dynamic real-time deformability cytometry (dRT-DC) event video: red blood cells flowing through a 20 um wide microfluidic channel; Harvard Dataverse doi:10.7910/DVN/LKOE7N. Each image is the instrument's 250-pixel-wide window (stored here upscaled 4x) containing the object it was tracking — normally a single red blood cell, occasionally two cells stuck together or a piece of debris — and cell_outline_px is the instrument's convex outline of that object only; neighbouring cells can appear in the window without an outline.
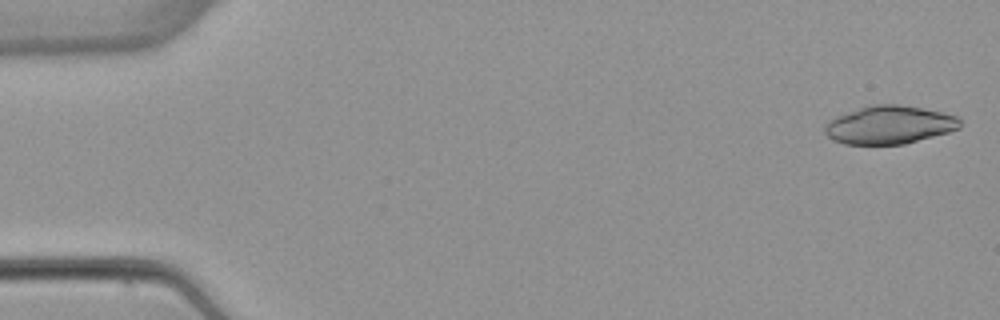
{"species": "common noctule bat (a hibernating species)", "species_latin": "Nyctalus noctula", "temperature_condition": "warm", "stored_images_in_passage": 6, "camera_frame_rate_fps": 3000, "um_per_image_px": 0.085, "animal": {"sex": "female", "body_mass_g": 22.7, "forearm_length_mm": 54.2}, "frame": {"image": 1, "passage_image": 1, "time_ms": 0.0, "image_size_px": [1000, 320], "cell_outline_px": [[960, 128], [948, 132], [904, 144], [844, 144], [832, 140], [824, 132], [824, 128], [828, 120], [836, 116], [868, 104], [900, 104], [940, 112], [956, 116], [960, 120]], "centroid_in_image_um": [75.55, 10.61], "position_along_channel_um": 9.5, "area_um2": 30.06}}
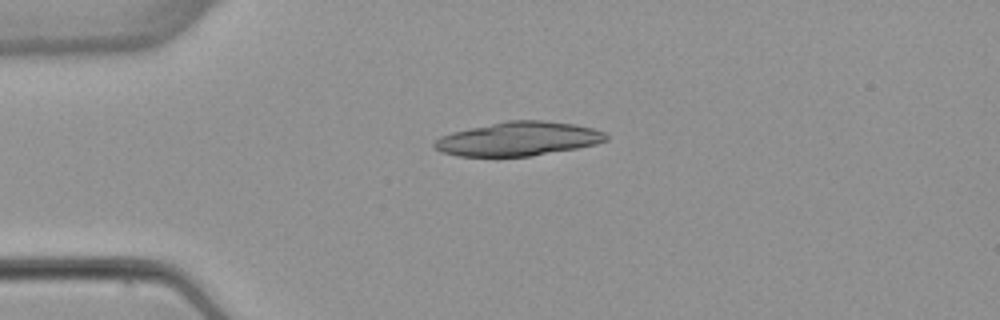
{"frame": {"image": 2, "passage_image": 4, "time_ms": 3.667, "image_size_px": [1000, 320], "cell_outline_px": [[608, 140], [596, 144], [576, 148], [532, 156], [456, 156], [440, 152], [432, 144], [440, 136], [452, 132], [468, 128], [508, 120], [544, 120], [572, 124], [592, 128], [604, 132], [608, 136]], "centroid_in_image_um": [44.04, 11.8], "position_along_channel_um": 41.0, "area_um2": 33.93}}